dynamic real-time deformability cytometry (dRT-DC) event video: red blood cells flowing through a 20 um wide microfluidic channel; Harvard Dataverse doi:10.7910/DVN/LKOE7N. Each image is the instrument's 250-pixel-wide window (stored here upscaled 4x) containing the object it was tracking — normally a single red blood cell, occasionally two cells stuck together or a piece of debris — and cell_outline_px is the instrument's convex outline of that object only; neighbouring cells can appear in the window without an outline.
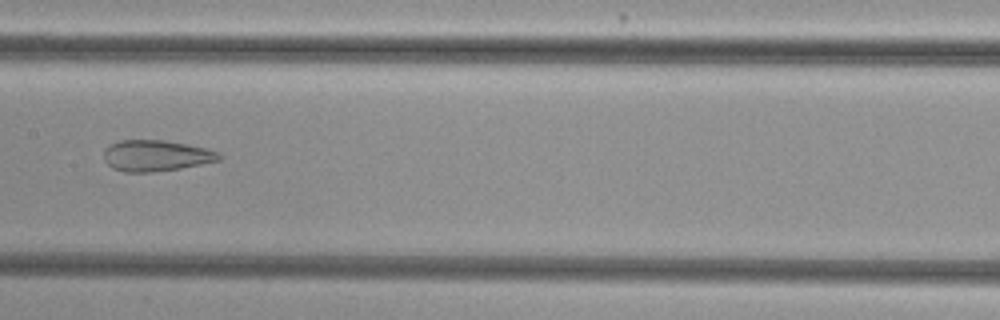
{"species": "common noctule bat (a hibernating species)", "species_latin": "Nyctalus noctula", "temperature_condition": "cold", "stored_images_in_passage": 54, "camera_frame_rate_fps": 3000, "um_per_image_px": 0.085, "animal": {"sex": "female", "body_mass_g": 29.2, "forearm_length_mm": 56.3}, "frame": {"image": 1, "passage_image": 28, "time_ms": 9.0, "image_size_px": [1000, 320], "cell_outline_px": [[220, 160], [180, 168], [152, 172], [124, 172], [112, 168], [104, 160], [104, 148], [120, 140], [164, 140], [188, 144], [208, 148], [220, 152]], "centroid_in_image_um": [13.26, 13.22], "position_along_channel_um": 194.1, "area_um2": 20.92}}
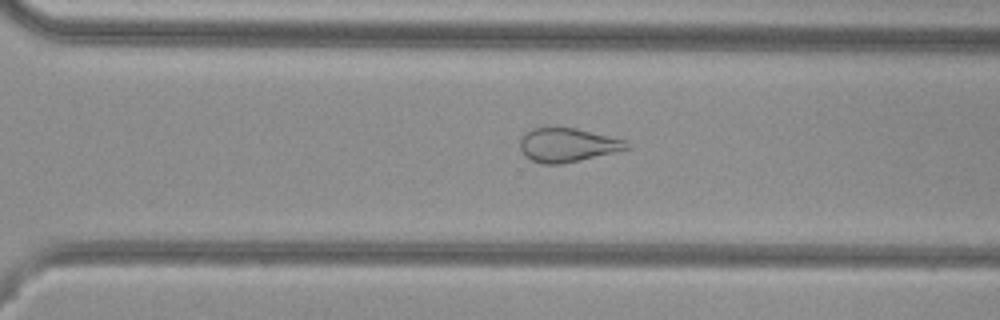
{"frame": {"image": 2, "passage_image": 38, "time_ms": 12.333, "image_size_px": [1000, 320], "cell_outline_px": [[632, 148], [580, 160], [560, 164], [540, 164], [524, 156], [520, 148], [520, 140], [532, 128], [576, 128], [624, 140], [632, 144]], "centroid_in_image_um": [48.26, 12.34], "position_along_channel_um": 322.3, "area_um2": 20.87}}
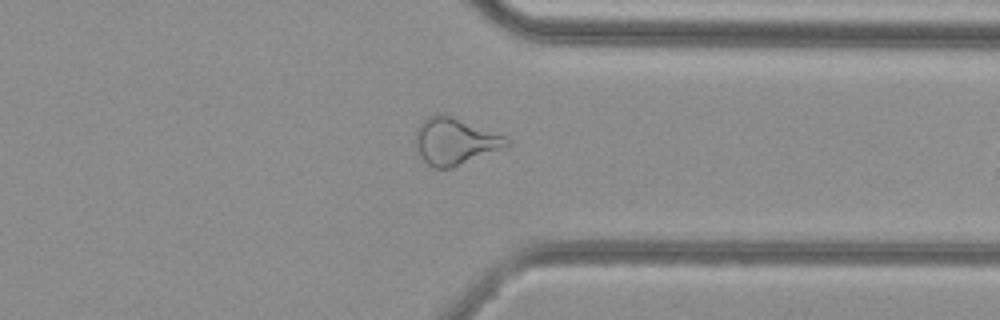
{"frame": {"image": 3, "passage_image": 42, "time_ms": 13.667, "image_size_px": [1000, 320], "cell_outline_px": [[512, 144], [508, 148], [452, 168], [432, 168], [420, 156], [416, 144], [416, 128], [428, 116], [444, 112], [504, 136], [512, 140]], "centroid_in_image_um": [38.73, 12.01], "position_along_channel_um": 372.7, "area_um2": 25.32}, "authors_computed_cell_mechanics": {"area_um2": 27.7729, "velocity_mm_per_s": 3.8584, "shape_relaxation_time_tau1_ms": null, "shape_relaxation_time_tau2_ms": 1.6871, "deformation_change_tau1": null, "deformation_change_tau2": 0.1088}}